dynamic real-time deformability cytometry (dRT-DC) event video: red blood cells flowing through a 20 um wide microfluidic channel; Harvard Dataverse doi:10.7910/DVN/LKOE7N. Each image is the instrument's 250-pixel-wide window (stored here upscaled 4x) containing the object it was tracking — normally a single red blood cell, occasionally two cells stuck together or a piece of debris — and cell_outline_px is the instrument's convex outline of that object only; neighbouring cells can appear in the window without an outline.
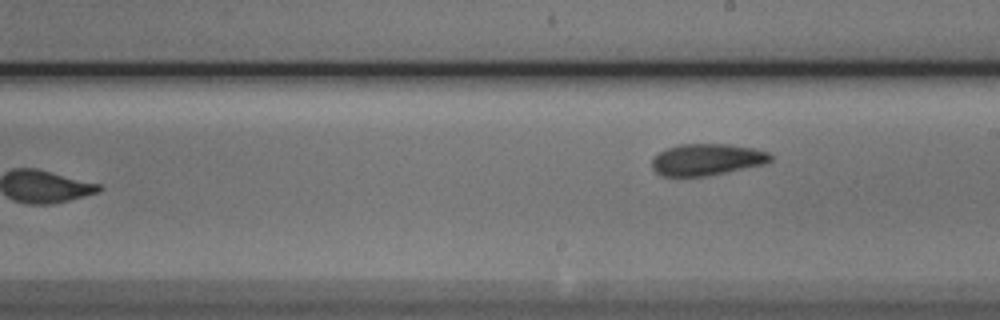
{"species": "Egyptian fruit bat (a non-hibernating species)", "species_latin": "Rousettus aegyptiacus", "temperature_condition": "cold", "stored_images_in_passage": 10, "camera_frame_rate_fps": 3000, "um_per_image_px": 0.085, "animal": {"sex": "male"}, "frame": {"image": 1, "passage_image": 10, "time_ms": 3.0, "image_size_px": [1000, 320], "cell_outline_px": [[772, 160], [764, 164], [708, 176], [660, 176], [652, 168], [652, 156], [656, 152], [680, 144], [728, 144], [752, 148], [768, 152], [772, 156]], "centroid_in_image_um": [60.04, 13.56], "position_along_channel_um": 229.0, "area_um2": 21.96}}